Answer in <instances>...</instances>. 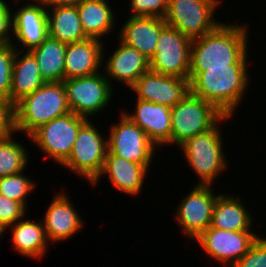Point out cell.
I'll use <instances>...</instances> for the list:
<instances>
[{"mask_svg": "<svg viewBox=\"0 0 266 267\" xmlns=\"http://www.w3.org/2000/svg\"><path fill=\"white\" fill-rule=\"evenodd\" d=\"M248 36L246 24L221 22L212 32L192 40L189 71L248 65Z\"/></svg>", "mask_w": 266, "mask_h": 267, "instance_id": "cell-1", "label": "cell"}, {"mask_svg": "<svg viewBox=\"0 0 266 267\" xmlns=\"http://www.w3.org/2000/svg\"><path fill=\"white\" fill-rule=\"evenodd\" d=\"M250 65H228L189 71L190 92L213 104L225 116L233 117L248 90Z\"/></svg>", "mask_w": 266, "mask_h": 267, "instance_id": "cell-2", "label": "cell"}, {"mask_svg": "<svg viewBox=\"0 0 266 267\" xmlns=\"http://www.w3.org/2000/svg\"><path fill=\"white\" fill-rule=\"evenodd\" d=\"M14 131L28 137L41 125L71 112L63 82H45L13 106Z\"/></svg>", "mask_w": 266, "mask_h": 267, "instance_id": "cell-3", "label": "cell"}, {"mask_svg": "<svg viewBox=\"0 0 266 267\" xmlns=\"http://www.w3.org/2000/svg\"><path fill=\"white\" fill-rule=\"evenodd\" d=\"M228 119H232L231 116H224L213 128L187 139L179 146L187 165L199 178L195 185H212L217 176H221L227 168L222 128L220 129L219 125L227 123Z\"/></svg>", "mask_w": 266, "mask_h": 267, "instance_id": "cell-4", "label": "cell"}, {"mask_svg": "<svg viewBox=\"0 0 266 267\" xmlns=\"http://www.w3.org/2000/svg\"><path fill=\"white\" fill-rule=\"evenodd\" d=\"M224 116L213 104L189 91L171 107V145L179 147L187 139L213 128Z\"/></svg>", "mask_w": 266, "mask_h": 267, "instance_id": "cell-5", "label": "cell"}, {"mask_svg": "<svg viewBox=\"0 0 266 267\" xmlns=\"http://www.w3.org/2000/svg\"><path fill=\"white\" fill-rule=\"evenodd\" d=\"M107 138L89 119L79 130L71 154L61 165L90 185L99 177L105 161Z\"/></svg>", "mask_w": 266, "mask_h": 267, "instance_id": "cell-6", "label": "cell"}, {"mask_svg": "<svg viewBox=\"0 0 266 267\" xmlns=\"http://www.w3.org/2000/svg\"><path fill=\"white\" fill-rule=\"evenodd\" d=\"M222 0H169L165 23L190 39L212 32L221 22L213 16Z\"/></svg>", "mask_w": 266, "mask_h": 267, "instance_id": "cell-7", "label": "cell"}, {"mask_svg": "<svg viewBox=\"0 0 266 267\" xmlns=\"http://www.w3.org/2000/svg\"><path fill=\"white\" fill-rule=\"evenodd\" d=\"M89 119L70 112L36 129L28 140L35 143L45 156L62 165L71 154L80 128Z\"/></svg>", "mask_w": 266, "mask_h": 267, "instance_id": "cell-8", "label": "cell"}, {"mask_svg": "<svg viewBox=\"0 0 266 267\" xmlns=\"http://www.w3.org/2000/svg\"><path fill=\"white\" fill-rule=\"evenodd\" d=\"M71 112L89 119L110 105L113 87L104 72L63 81Z\"/></svg>", "mask_w": 266, "mask_h": 267, "instance_id": "cell-9", "label": "cell"}, {"mask_svg": "<svg viewBox=\"0 0 266 267\" xmlns=\"http://www.w3.org/2000/svg\"><path fill=\"white\" fill-rule=\"evenodd\" d=\"M192 39L166 24L160 31L154 56L150 59V71L189 78Z\"/></svg>", "mask_w": 266, "mask_h": 267, "instance_id": "cell-10", "label": "cell"}, {"mask_svg": "<svg viewBox=\"0 0 266 267\" xmlns=\"http://www.w3.org/2000/svg\"><path fill=\"white\" fill-rule=\"evenodd\" d=\"M120 121L111 124L107 136L108 151L128 161L143 164L150 169L156 149L147 134L120 112Z\"/></svg>", "mask_w": 266, "mask_h": 267, "instance_id": "cell-11", "label": "cell"}, {"mask_svg": "<svg viewBox=\"0 0 266 267\" xmlns=\"http://www.w3.org/2000/svg\"><path fill=\"white\" fill-rule=\"evenodd\" d=\"M175 210V222L189 240L195 241L212 222L214 204L221 194L214 193L212 185H192Z\"/></svg>", "mask_w": 266, "mask_h": 267, "instance_id": "cell-12", "label": "cell"}, {"mask_svg": "<svg viewBox=\"0 0 266 267\" xmlns=\"http://www.w3.org/2000/svg\"><path fill=\"white\" fill-rule=\"evenodd\" d=\"M258 238L259 234L253 231H228L209 226L195 242L210 258L232 267Z\"/></svg>", "mask_w": 266, "mask_h": 267, "instance_id": "cell-13", "label": "cell"}, {"mask_svg": "<svg viewBox=\"0 0 266 267\" xmlns=\"http://www.w3.org/2000/svg\"><path fill=\"white\" fill-rule=\"evenodd\" d=\"M136 99L174 107L190 91L189 78H179L148 71L130 88Z\"/></svg>", "mask_w": 266, "mask_h": 267, "instance_id": "cell-14", "label": "cell"}, {"mask_svg": "<svg viewBox=\"0 0 266 267\" xmlns=\"http://www.w3.org/2000/svg\"><path fill=\"white\" fill-rule=\"evenodd\" d=\"M29 2L20 5L14 14L12 13L14 37L12 39H16L17 42L11 44L16 48V44L20 42L25 48L22 51H30L38 47L49 36L47 7L44 1L30 0Z\"/></svg>", "mask_w": 266, "mask_h": 267, "instance_id": "cell-15", "label": "cell"}, {"mask_svg": "<svg viewBox=\"0 0 266 267\" xmlns=\"http://www.w3.org/2000/svg\"><path fill=\"white\" fill-rule=\"evenodd\" d=\"M72 202L63 190L49 203L42 221L50 244L73 238L84 226L85 221Z\"/></svg>", "mask_w": 266, "mask_h": 267, "instance_id": "cell-16", "label": "cell"}, {"mask_svg": "<svg viewBox=\"0 0 266 267\" xmlns=\"http://www.w3.org/2000/svg\"><path fill=\"white\" fill-rule=\"evenodd\" d=\"M117 41L119 46L111 53L112 55H109L105 63V48L103 49V72L112 87L115 86L112 84L113 81H118L131 88L140 76L150 70V59L137 49L123 43L119 38Z\"/></svg>", "mask_w": 266, "mask_h": 267, "instance_id": "cell-17", "label": "cell"}, {"mask_svg": "<svg viewBox=\"0 0 266 267\" xmlns=\"http://www.w3.org/2000/svg\"><path fill=\"white\" fill-rule=\"evenodd\" d=\"M135 110L122 111L139 126L158 148L171 144V108L162 104L136 99Z\"/></svg>", "mask_w": 266, "mask_h": 267, "instance_id": "cell-18", "label": "cell"}, {"mask_svg": "<svg viewBox=\"0 0 266 267\" xmlns=\"http://www.w3.org/2000/svg\"><path fill=\"white\" fill-rule=\"evenodd\" d=\"M149 168L143 164L128 161L117 155H113L108 150L106 152L103 169L99 177L91 184L97 186L101 176L108 175L109 183L115 187L118 192L125 193L130 197L141 194L144 181L148 177Z\"/></svg>", "mask_w": 266, "mask_h": 267, "instance_id": "cell-19", "label": "cell"}, {"mask_svg": "<svg viewBox=\"0 0 266 267\" xmlns=\"http://www.w3.org/2000/svg\"><path fill=\"white\" fill-rule=\"evenodd\" d=\"M106 44L96 38L68 43L65 50L64 80L89 76L103 68V49Z\"/></svg>", "mask_w": 266, "mask_h": 267, "instance_id": "cell-20", "label": "cell"}, {"mask_svg": "<svg viewBox=\"0 0 266 267\" xmlns=\"http://www.w3.org/2000/svg\"><path fill=\"white\" fill-rule=\"evenodd\" d=\"M124 22L117 38L151 59L157 47L160 31L166 25L165 20L153 16H130Z\"/></svg>", "mask_w": 266, "mask_h": 267, "instance_id": "cell-21", "label": "cell"}, {"mask_svg": "<svg viewBox=\"0 0 266 267\" xmlns=\"http://www.w3.org/2000/svg\"><path fill=\"white\" fill-rule=\"evenodd\" d=\"M18 47L15 50L10 90V103L13 106L45 83L34 55Z\"/></svg>", "mask_w": 266, "mask_h": 267, "instance_id": "cell-22", "label": "cell"}, {"mask_svg": "<svg viewBox=\"0 0 266 267\" xmlns=\"http://www.w3.org/2000/svg\"><path fill=\"white\" fill-rule=\"evenodd\" d=\"M9 228L12 230V246L17 253L35 260L44 257L50 243L46 237L42 220L32 221L22 218L6 229L9 230Z\"/></svg>", "mask_w": 266, "mask_h": 267, "instance_id": "cell-23", "label": "cell"}, {"mask_svg": "<svg viewBox=\"0 0 266 267\" xmlns=\"http://www.w3.org/2000/svg\"><path fill=\"white\" fill-rule=\"evenodd\" d=\"M226 194L222 193L216 199L211 227L228 231H253L251 226L254 218L240 197Z\"/></svg>", "mask_w": 266, "mask_h": 267, "instance_id": "cell-24", "label": "cell"}, {"mask_svg": "<svg viewBox=\"0 0 266 267\" xmlns=\"http://www.w3.org/2000/svg\"><path fill=\"white\" fill-rule=\"evenodd\" d=\"M49 37L63 43H73L89 38L81 25L76 6L47 7Z\"/></svg>", "mask_w": 266, "mask_h": 267, "instance_id": "cell-25", "label": "cell"}, {"mask_svg": "<svg viewBox=\"0 0 266 267\" xmlns=\"http://www.w3.org/2000/svg\"><path fill=\"white\" fill-rule=\"evenodd\" d=\"M111 6L107 0H87L76 6L83 30L89 38L103 41L102 37L114 30L117 18Z\"/></svg>", "mask_w": 266, "mask_h": 267, "instance_id": "cell-26", "label": "cell"}, {"mask_svg": "<svg viewBox=\"0 0 266 267\" xmlns=\"http://www.w3.org/2000/svg\"><path fill=\"white\" fill-rule=\"evenodd\" d=\"M66 47V43L48 36L38 47L30 50L45 82L64 81Z\"/></svg>", "mask_w": 266, "mask_h": 267, "instance_id": "cell-27", "label": "cell"}, {"mask_svg": "<svg viewBox=\"0 0 266 267\" xmlns=\"http://www.w3.org/2000/svg\"><path fill=\"white\" fill-rule=\"evenodd\" d=\"M14 134L0 139V178L23 172L28 166V149L12 139L15 138Z\"/></svg>", "mask_w": 266, "mask_h": 267, "instance_id": "cell-28", "label": "cell"}, {"mask_svg": "<svg viewBox=\"0 0 266 267\" xmlns=\"http://www.w3.org/2000/svg\"><path fill=\"white\" fill-rule=\"evenodd\" d=\"M35 188L36 183L24 171L0 178V195L22 203L27 209V196Z\"/></svg>", "mask_w": 266, "mask_h": 267, "instance_id": "cell-29", "label": "cell"}, {"mask_svg": "<svg viewBox=\"0 0 266 267\" xmlns=\"http://www.w3.org/2000/svg\"><path fill=\"white\" fill-rule=\"evenodd\" d=\"M15 50L11 43H0V97L9 102Z\"/></svg>", "mask_w": 266, "mask_h": 267, "instance_id": "cell-30", "label": "cell"}, {"mask_svg": "<svg viewBox=\"0 0 266 267\" xmlns=\"http://www.w3.org/2000/svg\"><path fill=\"white\" fill-rule=\"evenodd\" d=\"M130 16L165 18L169 0H129Z\"/></svg>", "mask_w": 266, "mask_h": 267, "instance_id": "cell-31", "label": "cell"}, {"mask_svg": "<svg viewBox=\"0 0 266 267\" xmlns=\"http://www.w3.org/2000/svg\"><path fill=\"white\" fill-rule=\"evenodd\" d=\"M27 208L18 201L0 195V225L6 230L27 215Z\"/></svg>", "mask_w": 266, "mask_h": 267, "instance_id": "cell-32", "label": "cell"}, {"mask_svg": "<svg viewBox=\"0 0 266 267\" xmlns=\"http://www.w3.org/2000/svg\"><path fill=\"white\" fill-rule=\"evenodd\" d=\"M232 267H266V237L260 234L249 251Z\"/></svg>", "mask_w": 266, "mask_h": 267, "instance_id": "cell-33", "label": "cell"}, {"mask_svg": "<svg viewBox=\"0 0 266 267\" xmlns=\"http://www.w3.org/2000/svg\"><path fill=\"white\" fill-rule=\"evenodd\" d=\"M7 1L0 0V43H12V13ZM11 34V35H10Z\"/></svg>", "mask_w": 266, "mask_h": 267, "instance_id": "cell-34", "label": "cell"}, {"mask_svg": "<svg viewBox=\"0 0 266 267\" xmlns=\"http://www.w3.org/2000/svg\"><path fill=\"white\" fill-rule=\"evenodd\" d=\"M13 132H15L13 105L0 97V139Z\"/></svg>", "mask_w": 266, "mask_h": 267, "instance_id": "cell-35", "label": "cell"}, {"mask_svg": "<svg viewBox=\"0 0 266 267\" xmlns=\"http://www.w3.org/2000/svg\"><path fill=\"white\" fill-rule=\"evenodd\" d=\"M87 0H44L46 7L53 6H78Z\"/></svg>", "mask_w": 266, "mask_h": 267, "instance_id": "cell-36", "label": "cell"}, {"mask_svg": "<svg viewBox=\"0 0 266 267\" xmlns=\"http://www.w3.org/2000/svg\"><path fill=\"white\" fill-rule=\"evenodd\" d=\"M6 233V231H5V229L0 225V238L2 237V236H4L3 234H5Z\"/></svg>", "mask_w": 266, "mask_h": 267, "instance_id": "cell-37", "label": "cell"}, {"mask_svg": "<svg viewBox=\"0 0 266 267\" xmlns=\"http://www.w3.org/2000/svg\"><path fill=\"white\" fill-rule=\"evenodd\" d=\"M20 1H22V3H23L24 0H14L15 3L17 2L16 5L19 4ZM42 1H44V0H42ZM18 2H19V3H18Z\"/></svg>", "mask_w": 266, "mask_h": 267, "instance_id": "cell-38", "label": "cell"}]
</instances>
